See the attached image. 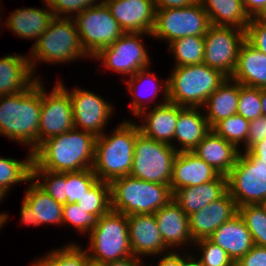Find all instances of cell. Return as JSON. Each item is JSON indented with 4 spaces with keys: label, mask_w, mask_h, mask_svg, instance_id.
I'll return each instance as SVG.
<instances>
[{
    "label": "cell",
    "mask_w": 266,
    "mask_h": 266,
    "mask_svg": "<svg viewBox=\"0 0 266 266\" xmlns=\"http://www.w3.org/2000/svg\"><path fill=\"white\" fill-rule=\"evenodd\" d=\"M42 79L26 90L0 96V135L33 152L38 147Z\"/></svg>",
    "instance_id": "obj_1"
},
{
    "label": "cell",
    "mask_w": 266,
    "mask_h": 266,
    "mask_svg": "<svg viewBox=\"0 0 266 266\" xmlns=\"http://www.w3.org/2000/svg\"><path fill=\"white\" fill-rule=\"evenodd\" d=\"M96 138L76 128L49 138L33 151L32 170L63 173L92 168Z\"/></svg>",
    "instance_id": "obj_2"
},
{
    "label": "cell",
    "mask_w": 266,
    "mask_h": 266,
    "mask_svg": "<svg viewBox=\"0 0 266 266\" xmlns=\"http://www.w3.org/2000/svg\"><path fill=\"white\" fill-rule=\"evenodd\" d=\"M119 123L110 132L106 130L98 136L95 143L92 169L98 180L108 183L130 175L134 145L140 133L138 124L133 119H125Z\"/></svg>",
    "instance_id": "obj_3"
},
{
    "label": "cell",
    "mask_w": 266,
    "mask_h": 266,
    "mask_svg": "<svg viewBox=\"0 0 266 266\" xmlns=\"http://www.w3.org/2000/svg\"><path fill=\"white\" fill-rule=\"evenodd\" d=\"M29 62L32 73L36 79L39 63L46 65L75 63L76 60L92 59L83 49L79 33L72 18L55 17L49 24L48 29L29 49ZM40 76V77H39Z\"/></svg>",
    "instance_id": "obj_4"
},
{
    "label": "cell",
    "mask_w": 266,
    "mask_h": 266,
    "mask_svg": "<svg viewBox=\"0 0 266 266\" xmlns=\"http://www.w3.org/2000/svg\"><path fill=\"white\" fill-rule=\"evenodd\" d=\"M110 186L111 210L126 216L154 214L173 199L169 185L140 180L131 175L114 179Z\"/></svg>",
    "instance_id": "obj_5"
},
{
    "label": "cell",
    "mask_w": 266,
    "mask_h": 266,
    "mask_svg": "<svg viewBox=\"0 0 266 266\" xmlns=\"http://www.w3.org/2000/svg\"><path fill=\"white\" fill-rule=\"evenodd\" d=\"M172 68L167 77L168 99L181 107L202 108L207 98L227 79L206 64Z\"/></svg>",
    "instance_id": "obj_6"
},
{
    "label": "cell",
    "mask_w": 266,
    "mask_h": 266,
    "mask_svg": "<svg viewBox=\"0 0 266 266\" xmlns=\"http://www.w3.org/2000/svg\"><path fill=\"white\" fill-rule=\"evenodd\" d=\"M87 253L92 264L103 265L110 261L132 256L127 216L110 210L98 219L88 235Z\"/></svg>",
    "instance_id": "obj_7"
},
{
    "label": "cell",
    "mask_w": 266,
    "mask_h": 266,
    "mask_svg": "<svg viewBox=\"0 0 266 266\" xmlns=\"http://www.w3.org/2000/svg\"><path fill=\"white\" fill-rule=\"evenodd\" d=\"M145 36L152 38V34L124 33L113 44L102 48L91 60L102 63L100 66L104 71L121 74L123 82L139 70L152 66V59L143 42Z\"/></svg>",
    "instance_id": "obj_8"
},
{
    "label": "cell",
    "mask_w": 266,
    "mask_h": 266,
    "mask_svg": "<svg viewBox=\"0 0 266 266\" xmlns=\"http://www.w3.org/2000/svg\"><path fill=\"white\" fill-rule=\"evenodd\" d=\"M177 154L170 144L152 140L140 132L134 145L130 175L140 180L170 186L173 162Z\"/></svg>",
    "instance_id": "obj_9"
},
{
    "label": "cell",
    "mask_w": 266,
    "mask_h": 266,
    "mask_svg": "<svg viewBox=\"0 0 266 266\" xmlns=\"http://www.w3.org/2000/svg\"><path fill=\"white\" fill-rule=\"evenodd\" d=\"M72 19L79 33L81 45L91 58L125 33L103 0L93 7L84 9Z\"/></svg>",
    "instance_id": "obj_10"
},
{
    "label": "cell",
    "mask_w": 266,
    "mask_h": 266,
    "mask_svg": "<svg viewBox=\"0 0 266 266\" xmlns=\"http://www.w3.org/2000/svg\"><path fill=\"white\" fill-rule=\"evenodd\" d=\"M210 26L201 3L182 8L156 10L152 39L166 42L186 36H204Z\"/></svg>",
    "instance_id": "obj_11"
},
{
    "label": "cell",
    "mask_w": 266,
    "mask_h": 266,
    "mask_svg": "<svg viewBox=\"0 0 266 266\" xmlns=\"http://www.w3.org/2000/svg\"><path fill=\"white\" fill-rule=\"evenodd\" d=\"M57 81L69 92L72 108L74 127L92 133L94 136H101L107 129L110 119L115 116V109L111 101L100 94L79 87L69 89L64 84L62 78H56ZM106 99V100H105Z\"/></svg>",
    "instance_id": "obj_12"
},
{
    "label": "cell",
    "mask_w": 266,
    "mask_h": 266,
    "mask_svg": "<svg viewBox=\"0 0 266 266\" xmlns=\"http://www.w3.org/2000/svg\"><path fill=\"white\" fill-rule=\"evenodd\" d=\"M227 189L238 207L266 203V163L240 152L235 166L227 175Z\"/></svg>",
    "instance_id": "obj_13"
},
{
    "label": "cell",
    "mask_w": 266,
    "mask_h": 266,
    "mask_svg": "<svg viewBox=\"0 0 266 266\" xmlns=\"http://www.w3.org/2000/svg\"><path fill=\"white\" fill-rule=\"evenodd\" d=\"M246 40V30L232 26L210 25L204 35L203 64L231 78L237 64L238 53Z\"/></svg>",
    "instance_id": "obj_14"
},
{
    "label": "cell",
    "mask_w": 266,
    "mask_h": 266,
    "mask_svg": "<svg viewBox=\"0 0 266 266\" xmlns=\"http://www.w3.org/2000/svg\"><path fill=\"white\" fill-rule=\"evenodd\" d=\"M51 91L42 78V105L38 128V146L49 138L74 129L73 108L69 92L55 81ZM48 91V92H47Z\"/></svg>",
    "instance_id": "obj_15"
},
{
    "label": "cell",
    "mask_w": 266,
    "mask_h": 266,
    "mask_svg": "<svg viewBox=\"0 0 266 266\" xmlns=\"http://www.w3.org/2000/svg\"><path fill=\"white\" fill-rule=\"evenodd\" d=\"M151 68L149 66L141 69L131 77L123 80V83L128 86L127 91L131 96L129 111L134 117L146 109L165 104L169 101L168 78H165L164 81L161 78L158 79L159 77H157L154 71L151 72ZM158 97L162 98V100L160 99L161 102L158 101Z\"/></svg>",
    "instance_id": "obj_16"
},
{
    "label": "cell",
    "mask_w": 266,
    "mask_h": 266,
    "mask_svg": "<svg viewBox=\"0 0 266 266\" xmlns=\"http://www.w3.org/2000/svg\"><path fill=\"white\" fill-rule=\"evenodd\" d=\"M129 241L132 254L145 260L171 251L164 243L154 214L127 216ZM147 257V258H146Z\"/></svg>",
    "instance_id": "obj_17"
},
{
    "label": "cell",
    "mask_w": 266,
    "mask_h": 266,
    "mask_svg": "<svg viewBox=\"0 0 266 266\" xmlns=\"http://www.w3.org/2000/svg\"><path fill=\"white\" fill-rule=\"evenodd\" d=\"M125 33L152 34L155 26L154 0H103Z\"/></svg>",
    "instance_id": "obj_18"
},
{
    "label": "cell",
    "mask_w": 266,
    "mask_h": 266,
    "mask_svg": "<svg viewBox=\"0 0 266 266\" xmlns=\"http://www.w3.org/2000/svg\"><path fill=\"white\" fill-rule=\"evenodd\" d=\"M237 213L236 201L227 191L219 199L189 215V229L194 242L209 238L215 230Z\"/></svg>",
    "instance_id": "obj_19"
},
{
    "label": "cell",
    "mask_w": 266,
    "mask_h": 266,
    "mask_svg": "<svg viewBox=\"0 0 266 266\" xmlns=\"http://www.w3.org/2000/svg\"><path fill=\"white\" fill-rule=\"evenodd\" d=\"M164 243L172 250L194 247L189 229V217L172 199L154 213Z\"/></svg>",
    "instance_id": "obj_20"
},
{
    "label": "cell",
    "mask_w": 266,
    "mask_h": 266,
    "mask_svg": "<svg viewBox=\"0 0 266 266\" xmlns=\"http://www.w3.org/2000/svg\"><path fill=\"white\" fill-rule=\"evenodd\" d=\"M43 8L22 7L17 8L7 16L4 26L11 32L23 40H34L35 43L40 35L44 34L48 29L50 22L55 18L53 11L42 0Z\"/></svg>",
    "instance_id": "obj_21"
},
{
    "label": "cell",
    "mask_w": 266,
    "mask_h": 266,
    "mask_svg": "<svg viewBox=\"0 0 266 266\" xmlns=\"http://www.w3.org/2000/svg\"><path fill=\"white\" fill-rule=\"evenodd\" d=\"M135 119H139L138 121L141 122L138 127L144 136L173 147V137L178 120V105L168 101L142 111Z\"/></svg>",
    "instance_id": "obj_22"
},
{
    "label": "cell",
    "mask_w": 266,
    "mask_h": 266,
    "mask_svg": "<svg viewBox=\"0 0 266 266\" xmlns=\"http://www.w3.org/2000/svg\"><path fill=\"white\" fill-rule=\"evenodd\" d=\"M210 130L202 108L178 105V120L173 137V148L177 152L192 151Z\"/></svg>",
    "instance_id": "obj_23"
},
{
    "label": "cell",
    "mask_w": 266,
    "mask_h": 266,
    "mask_svg": "<svg viewBox=\"0 0 266 266\" xmlns=\"http://www.w3.org/2000/svg\"><path fill=\"white\" fill-rule=\"evenodd\" d=\"M219 174L192 151L178 152L173 162L170 187L174 193L182 187L197 186L214 180Z\"/></svg>",
    "instance_id": "obj_24"
},
{
    "label": "cell",
    "mask_w": 266,
    "mask_h": 266,
    "mask_svg": "<svg viewBox=\"0 0 266 266\" xmlns=\"http://www.w3.org/2000/svg\"><path fill=\"white\" fill-rule=\"evenodd\" d=\"M192 152L218 174L227 176L235 166L240 150L211 129Z\"/></svg>",
    "instance_id": "obj_25"
},
{
    "label": "cell",
    "mask_w": 266,
    "mask_h": 266,
    "mask_svg": "<svg viewBox=\"0 0 266 266\" xmlns=\"http://www.w3.org/2000/svg\"><path fill=\"white\" fill-rule=\"evenodd\" d=\"M209 239L225 250L234 263L254 246L251 233L239 213L223 223Z\"/></svg>",
    "instance_id": "obj_26"
},
{
    "label": "cell",
    "mask_w": 266,
    "mask_h": 266,
    "mask_svg": "<svg viewBox=\"0 0 266 266\" xmlns=\"http://www.w3.org/2000/svg\"><path fill=\"white\" fill-rule=\"evenodd\" d=\"M227 191V176L219 174L214 180L201 185L177 189L173 193V200L189 216L219 199Z\"/></svg>",
    "instance_id": "obj_27"
},
{
    "label": "cell",
    "mask_w": 266,
    "mask_h": 266,
    "mask_svg": "<svg viewBox=\"0 0 266 266\" xmlns=\"http://www.w3.org/2000/svg\"><path fill=\"white\" fill-rule=\"evenodd\" d=\"M28 54H6L0 57V96L20 93L35 80Z\"/></svg>",
    "instance_id": "obj_28"
},
{
    "label": "cell",
    "mask_w": 266,
    "mask_h": 266,
    "mask_svg": "<svg viewBox=\"0 0 266 266\" xmlns=\"http://www.w3.org/2000/svg\"><path fill=\"white\" fill-rule=\"evenodd\" d=\"M231 78L241 85L266 88V54L245 40L240 47Z\"/></svg>",
    "instance_id": "obj_29"
},
{
    "label": "cell",
    "mask_w": 266,
    "mask_h": 266,
    "mask_svg": "<svg viewBox=\"0 0 266 266\" xmlns=\"http://www.w3.org/2000/svg\"><path fill=\"white\" fill-rule=\"evenodd\" d=\"M240 83L227 78L206 100L202 109L210 128L218 122L237 114Z\"/></svg>",
    "instance_id": "obj_30"
},
{
    "label": "cell",
    "mask_w": 266,
    "mask_h": 266,
    "mask_svg": "<svg viewBox=\"0 0 266 266\" xmlns=\"http://www.w3.org/2000/svg\"><path fill=\"white\" fill-rule=\"evenodd\" d=\"M28 184L22 199L33 209L34 226H62L63 204L56 202L32 179Z\"/></svg>",
    "instance_id": "obj_31"
},
{
    "label": "cell",
    "mask_w": 266,
    "mask_h": 266,
    "mask_svg": "<svg viewBox=\"0 0 266 266\" xmlns=\"http://www.w3.org/2000/svg\"><path fill=\"white\" fill-rule=\"evenodd\" d=\"M208 15L210 25L232 26L246 30L250 17L242 0H200Z\"/></svg>",
    "instance_id": "obj_32"
},
{
    "label": "cell",
    "mask_w": 266,
    "mask_h": 266,
    "mask_svg": "<svg viewBox=\"0 0 266 266\" xmlns=\"http://www.w3.org/2000/svg\"><path fill=\"white\" fill-rule=\"evenodd\" d=\"M33 152L28 151L24 159L0 157V194L7 197L16 185L32 179Z\"/></svg>",
    "instance_id": "obj_33"
},
{
    "label": "cell",
    "mask_w": 266,
    "mask_h": 266,
    "mask_svg": "<svg viewBox=\"0 0 266 266\" xmlns=\"http://www.w3.org/2000/svg\"><path fill=\"white\" fill-rule=\"evenodd\" d=\"M73 242L68 241L59 248L50 249L43 256L36 257L28 266H88L91 262L86 248Z\"/></svg>",
    "instance_id": "obj_34"
},
{
    "label": "cell",
    "mask_w": 266,
    "mask_h": 266,
    "mask_svg": "<svg viewBox=\"0 0 266 266\" xmlns=\"http://www.w3.org/2000/svg\"><path fill=\"white\" fill-rule=\"evenodd\" d=\"M166 47L171 57H174L176 66L203 64L205 41L204 36H186L178 38Z\"/></svg>",
    "instance_id": "obj_35"
},
{
    "label": "cell",
    "mask_w": 266,
    "mask_h": 266,
    "mask_svg": "<svg viewBox=\"0 0 266 266\" xmlns=\"http://www.w3.org/2000/svg\"><path fill=\"white\" fill-rule=\"evenodd\" d=\"M77 204L86 212L96 214L99 217L111 210V186L110 183L98 180L84 194Z\"/></svg>",
    "instance_id": "obj_36"
},
{
    "label": "cell",
    "mask_w": 266,
    "mask_h": 266,
    "mask_svg": "<svg viewBox=\"0 0 266 266\" xmlns=\"http://www.w3.org/2000/svg\"><path fill=\"white\" fill-rule=\"evenodd\" d=\"M238 213L250 231L254 245L266 247V205H243L238 207Z\"/></svg>",
    "instance_id": "obj_37"
},
{
    "label": "cell",
    "mask_w": 266,
    "mask_h": 266,
    "mask_svg": "<svg viewBox=\"0 0 266 266\" xmlns=\"http://www.w3.org/2000/svg\"><path fill=\"white\" fill-rule=\"evenodd\" d=\"M194 246V248H188V250H193L192 254L201 266H236L227 252L209 238L195 241Z\"/></svg>",
    "instance_id": "obj_38"
},
{
    "label": "cell",
    "mask_w": 266,
    "mask_h": 266,
    "mask_svg": "<svg viewBox=\"0 0 266 266\" xmlns=\"http://www.w3.org/2000/svg\"><path fill=\"white\" fill-rule=\"evenodd\" d=\"M212 130L240 149L247 140L249 121L239 114H234L218 122Z\"/></svg>",
    "instance_id": "obj_39"
},
{
    "label": "cell",
    "mask_w": 266,
    "mask_h": 266,
    "mask_svg": "<svg viewBox=\"0 0 266 266\" xmlns=\"http://www.w3.org/2000/svg\"><path fill=\"white\" fill-rule=\"evenodd\" d=\"M32 180L56 202L66 204V172L32 170Z\"/></svg>",
    "instance_id": "obj_40"
},
{
    "label": "cell",
    "mask_w": 266,
    "mask_h": 266,
    "mask_svg": "<svg viewBox=\"0 0 266 266\" xmlns=\"http://www.w3.org/2000/svg\"><path fill=\"white\" fill-rule=\"evenodd\" d=\"M98 219V215L86 212L77 203L63 205L62 226L73 227L81 236L87 237L98 224Z\"/></svg>",
    "instance_id": "obj_41"
},
{
    "label": "cell",
    "mask_w": 266,
    "mask_h": 266,
    "mask_svg": "<svg viewBox=\"0 0 266 266\" xmlns=\"http://www.w3.org/2000/svg\"><path fill=\"white\" fill-rule=\"evenodd\" d=\"M97 181L92 168L66 172V204L77 203Z\"/></svg>",
    "instance_id": "obj_42"
},
{
    "label": "cell",
    "mask_w": 266,
    "mask_h": 266,
    "mask_svg": "<svg viewBox=\"0 0 266 266\" xmlns=\"http://www.w3.org/2000/svg\"><path fill=\"white\" fill-rule=\"evenodd\" d=\"M237 114L243 116L248 121H252L257 117L262 116L260 88L240 84Z\"/></svg>",
    "instance_id": "obj_43"
},
{
    "label": "cell",
    "mask_w": 266,
    "mask_h": 266,
    "mask_svg": "<svg viewBox=\"0 0 266 266\" xmlns=\"http://www.w3.org/2000/svg\"><path fill=\"white\" fill-rule=\"evenodd\" d=\"M58 18H73L84 9L93 7L101 0H45Z\"/></svg>",
    "instance_id": "obj_44"
},
{
    "label": "cell",
    "mask_w": 266,
    "mask_h": 266,
    "mask_svg": "<svg viewBox=\"0 0 266 266\" xmlns=\"http://www.w3.org/2000/svg\"><path fill=\"white\" fill-rule=\"evenodd\" d=\"M246 40L266 54V24L258 22L254 17L251 18L246 28Z\"/></svg>",
    "instance_id": "obj_45"
},
{
    "label": "cell",
    "mask_w": 266,
    "mask_h": 266,
    "mask_svg": "<svg viewBox=\"0 0 266 266\" xmlns=\"http://www.w3.org/2000/svg\"><path fill=\"white\" fill-rule=\"evenodd\" d=\"M266 138V117L260 116L249 121V131L246 143L239 149L240 152L249 150L254 144Z\"/></svg>",
    "instance_id": "obj_46"
},
{
    "label": "cell",
    "mask_w": 266,
    "mask_h": 266,
    "mask_svg": "<svg viewBox=\"0 0 266 266\" xmlns=\"http://www.w3.org/2000/svg\"><path fill=\"white\" fill-rule=\"evenodd\" d=\"M236 266H266V247L254 245L236 263Z\"/></svg>",
    "instance_id": "obj_47"
},
{
    "label": "cell",
    "mask_w": 266,
    "mask_h": 266,
    "mask_svg": "<svg viewBox=\"0 0 266 266\" xmlns=\"http://www.w3.org/2000/svg\"><path fill=\"white\" fill-rule=\"evenodd\" d=\"M192 254L191 251L171 250L156 257L154 266H184L185 260ZM150 266V265H149Z\"/></svg>",
    "instance_id": "obj_48"
},
{
    "label": "cell",
    "mask_w": 266,
    "mask_h": 266,
    "mask_svg": "<svg viewBox=\"0 0 266 266\" xmlns=\"http://www.w3.org/2000/svg\"><path fill=\"white\" fill-rule=\"evenodd\" d=\"M200 0H154L156 10L196 5Z\"/></svg>",
    "instance_id": "obj_49"
},
{
    "label": "cell",
    "mask_w": 266,
    "mask_h": 266,
    "mask_svg": "<svg viewBox=\"0 0 266 266\" xmlns=\"http://www.w3.org/2000/svg\"><path fill=\"white\" fill-rule=\"evenodd\" d=\"M244 152L254 159V163H266V138Z\"/></svg>",
    "instance_id": "obj_50"
},
{
    "label": "cell",
    "mask_w": 266,
    "mask_h": 266,
    "mask_svg": "<svg viewBox=\"0 0 266 266\" xmlns=\"http://www.w3.org/2000/svg\"><path fill=\"white\" fill-rule=\"evenodd\" d=\"M144 262H146L145 259L143 260L139 257L132 255L120 260L107 262L101 266H148L149 265V262L146 263Z\"/></svg>",
    "instance_id": "obj_51"
},
{
    "label": "cell",
    "mask_w": 266,
    "mask_h": 266,
    "mask_svg": "<svg viewBox=\"0 0 266 266\" xmlns=\"http://www.w3.org/2000/svg\"><path fill=\"white\" fill-rule=\"evenodd\" d=\"M244 9L250 18L255 17L266 5V0H242Z\"/></svg>",
    "instance_id": "obj_52"
},
{
    "label": "cell",
    "mask_w": 266,
    "mask_h": 266,
    "mask_svg": "<svg viewBox=\"0 0 266 266\" xmlns=\"http://www.w3.org/2000/svg\"><path fill=\"white\" fill-rule=\"evenodd\" d=\"M20 210V223L27 226H34V216L33 209L30 205L23 199L21 203Z\"/></svg>",
    "instance_id": "obj_53"
},
{
    "label": "cell",
    "mask_w": 266,
    "mask_h": 266,
    "mask_svg": "<svg viewBox=\"0 0 266 266\" xmlns=\"http://www.w3.org/2000/svg\"><path fill=\"white\" fill-rule=\"evenodd\" d=\"M260 97L262 104V116L266 117V88H260Z\"/></svg>",
    "instance_id": "obj_54"
},
{
    "label": "cell",
    "mask_w": 266,
    "mask_h": 266,
    "mask_svg": "<svg viewBox=\"0 0 266 266\" xmlns=\"http://www.w3.org/2000/svg\"><path fill=\"white\" fill-rule=\"evenodd\" d=\"M258 22L266 24V5L262 10L254 17Z\"/></svg>",
    "instance_id": "obj_55"
},
{
    "label": "cell",
    "mask_w": 266,
    "mask_h": 266,
    "mask_svg": "<svg viewBox=\"0 0 266 266\" xmlns=\"http://www.w3.org/2000/svg\"><path fill=\"white\" fill-rule=\"evenodd\" d=\"M184 266H201L200 262L191 254L186 260Z\"/></svg>",
    "instance_id": "obj_56"
},
{
    "label": "cell",
    "mask_w": 266,
    "mask_h": 266,
    "mask_svg": "<svg viewBox=\"0 0 266 266\" xmlns=\"http://www.w3.org/2000/svg\"><path fill=\"white\" fill-rule=\"evenodd\" d=\"M10 215L6 212H0V231L1 228H3L4 225H6L7 222H9Z\"/></svg>",
    "instance_id": "obj_57"
},
{
    "label": "cell",
    "mask_w": 266,
    "mask_h": 266,
    "mask_svg": "<svg viewBox=\"0 0 266 266\" xmlns=\"http://www.w3.org/2000/svg\"><path fill=\"white\" fill-rule=\"evenodd\" d=\"M1 4H3L2 1H0V12H1V13H0V29L2 30V29L4 28V27H3V26H4V23H3V22H4V19L2 18V17H4V16H2V15H4V14H3V12H2V11H3V10H2V9H3V8H2L3 5L1 6ZM1 14H2V15H1ZM2 23H3V25H2ZM0 33H1V32H0Z\"/></svg>",
    "instance_id": "obj_58"
},
{
    "label": "cell",
    "mask_w": 266,
    "mask_h": 266,
    "mask_svg": "<svg viewBox=\"0 0 266 266\" xmlns=\"http://www.w3.org/2000/svg\"><path fill=\"white\" fill-rule=\"evenodd\" d=\"M3 200H4V197L0 194V204L1 202H3Z\"/></svg>",
    "instance_id": "obj_59"
},
{
    "label": "cell",
    "mask_w": 266,
    "mask_h": 266,
    "mask_svg": "<svg viewBox=\"0 0 266 266\" xmlns=\"http://www.w3.org/2000/svg\"><path fill=\"white\" fill-rule=\"evenodd\" d=\"M88 266H100V265L90 263Z\"/></svg>",
    "instance_id": "obj_60"
}]
</instances>
